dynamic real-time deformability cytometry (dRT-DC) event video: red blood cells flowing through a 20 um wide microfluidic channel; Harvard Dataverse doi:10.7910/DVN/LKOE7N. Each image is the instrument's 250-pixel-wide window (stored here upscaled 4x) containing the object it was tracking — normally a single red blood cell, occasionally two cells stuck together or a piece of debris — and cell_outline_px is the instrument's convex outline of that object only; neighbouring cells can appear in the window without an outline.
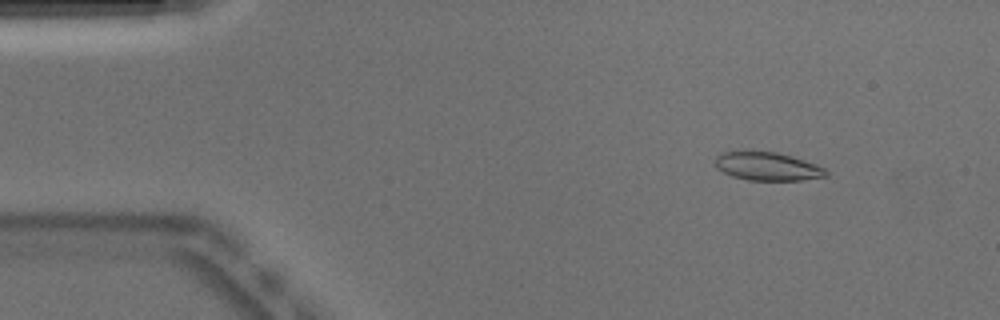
{"species": "Egyptian fruit bat (a non-hibernating species)", "species_latin": "Rousettus aegyptiacus", "temperature_condition": "warm", "stored_images_in_passage": 51, "camera_frame_rate_fps": 3000, "um_per_image_px": 0.085, "animal": {"sex": "male"}, "frame": {"image": 1, "passage_image": 6, "time_ms": 1.667, "image_size_px": [1000, 320], "cell_outline_px": [[828, 176], [800, 180], [748, 180], [732, 176], [716, 168], [716, 156], [720, 152], [744, 148], [776, 152], [792, 156], [816, 164], [824, 168], [828, 172]], "centroid_in_image_um": [65.17, 14.09], "position_along_channel_um": 19.8, "area_um2": 18.9}}
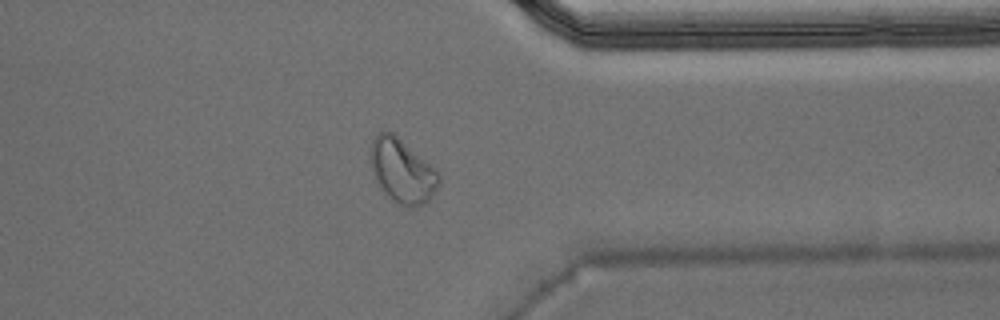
{"frame": {"image": 2, "passage_image": 40, "time_ms": 13.0, "image_size_px": [1000, 320], "cell_outline_px": [[440, 180], [436, 188], [428, 200], [424, 204], [416, 208], [408, 208], [400, 204], [380, 184], [372, 168], [372, 140], [380, 132], [392, 132], [436, 168], [440, 172]], "centroid_in_image_um": [34.26, 14.52], "position_along_channel_um": 377.1, "area_um2": 24.51}}
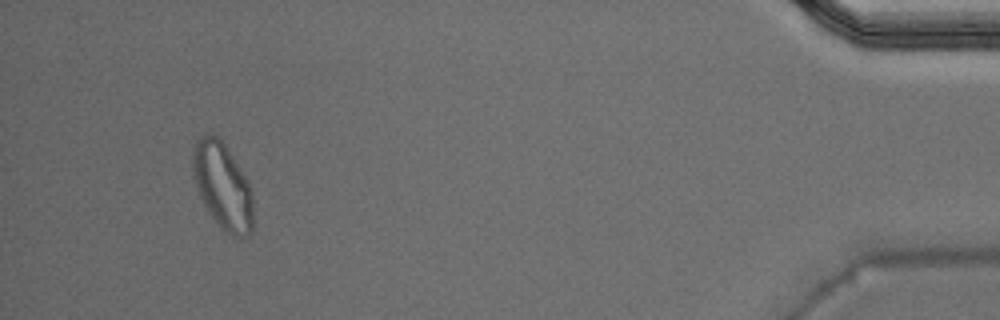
{"frame": {"image": 3, "passage_image": 48, "time_ms": 15.667, "image_size_px": [1000, 320], "cell_outline_px": [[252, 232], [248, 236], [240, 240], [232, 236], [208, 212], [200, 196], [192, 172], [192, 148], [196, 140], [204, 132], [208, 132], [216, 136], [224, 144], [248, 180], [252, 192]], "centroid_in_image_um": [18.91, 15.79], "position_along_channel_um": 416.3, "area_um2": 30.4}, "authors_computed_cell_mechanics": {"area_um2": 18.9006, "velocity_mm_per_s": 3.9107, "shape_relaxation_time_tau1_ms": null, "shape_relaxation_time_tau2_ms": 1.9181, "deformation_change_tau1": null, "deformation_change_tau2": 0.0782}}